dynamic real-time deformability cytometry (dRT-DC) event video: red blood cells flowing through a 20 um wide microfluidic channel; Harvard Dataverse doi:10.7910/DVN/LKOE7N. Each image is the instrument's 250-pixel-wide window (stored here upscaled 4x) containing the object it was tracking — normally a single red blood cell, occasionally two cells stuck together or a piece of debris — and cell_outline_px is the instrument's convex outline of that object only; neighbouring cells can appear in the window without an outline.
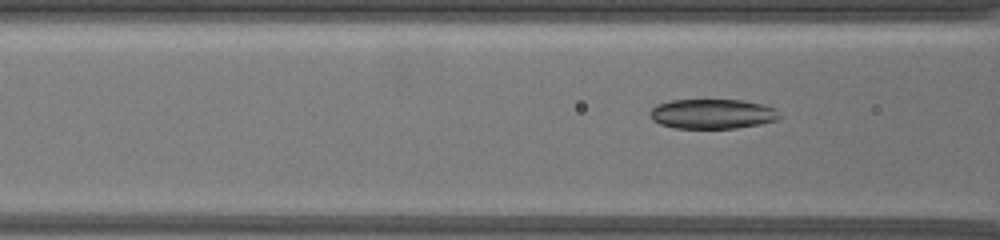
{"species": "common noctule bat (a hibernating species)", "species_latin": "Nyctalus noctula", "temperature_condition": "warm", "stored_images_in_passage": 8, "camera_frame_rate_fps": 3000, "um_per_image_px": 0.085, "animal": {"sex": "female", "body_mass_g": 19.5, "forearm_length_mm": 54.1}, "frame": {"image": 1, "passage_image": 5, "time_ms": 1.333, "image_size_px": [1000, 240], "cell_outline_px": [[784, 116], [776, 120], [760, 124], [736, 128], [672, 128], [660, 124], [652, 120], [648, 116], [648, 112], [656, 104], [672, 100], [740, 100], [760, 104], [776, 108]], "centroid_in_image_um": [60.53, 9.68], "position_along_channel_um": 106.1, "area_um2": 22.72}}